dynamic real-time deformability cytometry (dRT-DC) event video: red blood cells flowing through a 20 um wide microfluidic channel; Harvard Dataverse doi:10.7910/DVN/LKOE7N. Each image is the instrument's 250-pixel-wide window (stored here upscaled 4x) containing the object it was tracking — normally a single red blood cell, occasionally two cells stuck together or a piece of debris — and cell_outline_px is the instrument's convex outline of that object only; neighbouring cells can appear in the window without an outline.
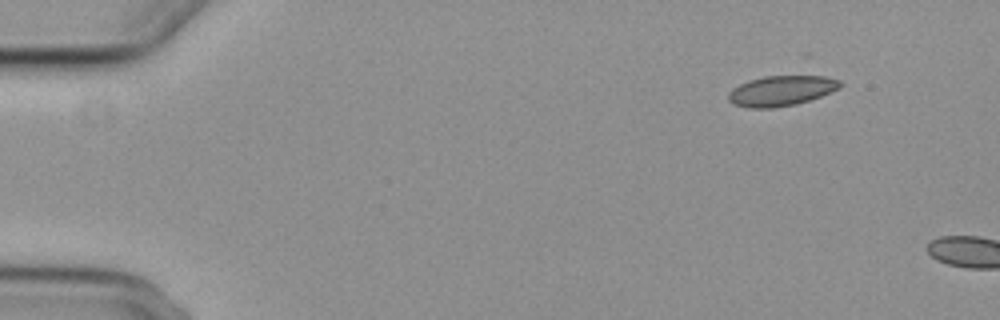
{"species": "common noctule bat (a hibernating species)", "species_latin": "Nyctalus noctula", "temperature_condition": "cold", "stored_images_in_passage": 7, "camera_frame_rate_fps": 3000, "um_per_image_px": 0.085, "animal": {"sex": "female", "body_mass_g": 29.2, "forearm_length_mm": 56.3}, "frame": {"image": 1, "passage_image": 7, "time_ms": 7.0, "image_size_px": [1000, 320], "cell_outline_px": [[844, 84], [840, 88], [820, 96], [796, 104], [772, 108], [748, 108], [732, 104], [728, 100], [728, 92], [732, 88], [748, 80], [764, 76], [804, 72], [808, 72], [840, 80]], "centroid_in_image_um": [66.45, 7.65], "position_along_channel_um": 18.6, "area_um2": 20.69}}